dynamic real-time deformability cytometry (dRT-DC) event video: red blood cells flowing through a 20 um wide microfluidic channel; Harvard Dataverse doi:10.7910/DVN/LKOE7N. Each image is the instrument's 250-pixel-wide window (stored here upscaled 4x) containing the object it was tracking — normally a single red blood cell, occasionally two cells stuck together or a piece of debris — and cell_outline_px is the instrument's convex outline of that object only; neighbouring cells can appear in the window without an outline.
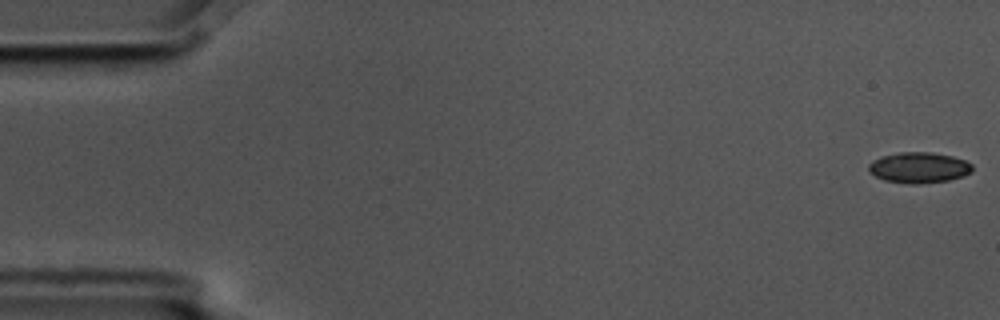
{"species": "common noctule bat (a hibernating species)", "species_latin": "Nyctalus noctula", "temperature_condition": "cold", "stored_images_in_passage": 5, "camera_frame_rate_fps": 3000, "um_per_image_px": 0.085, "animal": {"sex": "male", "body_mass_g": 17.5, "forearm_length_mm": 52.3}, "frame": {"image": 1, "passage_image": 1, "time_ms": 0.0, "image_size_px": [1000, 320], "cell_outline_px": [[972, 172], [964, 176], [948, 180], [916, 184], [912, 184], [884, 180], [876, 176], [868, 168], [868, 164], [872, 160], [884, 156], [900, 152], [932, 152], [952, 156], [964, 160], [972, 164]], "centroid_in_image_um": [78.13, 14.24], "position_along_channel_um": 6.9, "area_um2": 18.44}}
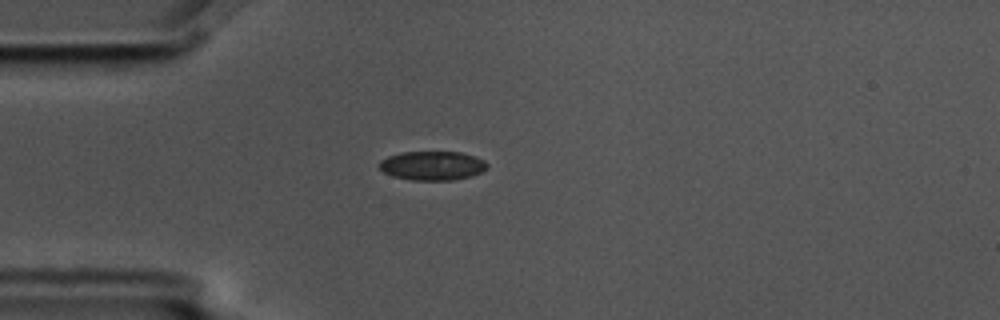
{"frame": {"image": 2, "passage_image": 5, "time_ms": 1.333, "image_size_px": [1000, 320], "cell_outline_px": [[488, 168], [472, 176], [452, 180], [412, 180], [392, 176], [384, 172], [380, 168], [380, 160], [388, 156], [400, 152], [460, 152], [476, 156], [484, 160], [488, 164]], "centroid_in_image_um": [36.77, 14.08], "position_along_channel_um": 48.2, "area_um2": 18.32}}